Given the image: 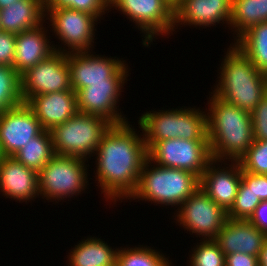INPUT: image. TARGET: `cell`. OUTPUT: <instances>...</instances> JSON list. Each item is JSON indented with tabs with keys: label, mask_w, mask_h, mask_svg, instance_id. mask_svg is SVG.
I'll use <instances>...</instances> for the list:
<instances>
[{
	"label": "cell",
	"mask_w": 267,
	"mask_h": 266,
	"mask_svg": "<svg viewBox=\"0 0 267 266\" xmlns=\"http://www.w3.org/2000/svg\"><path fill=\"white\" fill-rule=\"evenodd\" d=\"M148 159L155 165L190 171L199 178L212 160L209 140L167 139L148 149Z\"/></svg>",
	"instance_id": "8"
},
{
	"label": "cell",
	"mask_w": 267,
	"mask_h": 266,
	"mask_svg": "<svg viewBox=\"0 0 267 266\" xmlns=\"http://www.w3.org/2000/svg\"><path fill=\"white\" fill-rule=\"evenodd\" d=\"M259 266H267V240L264 242L262 250L258 256Z\"/></svg>",
	"instance_id": "38"
},
{
	"label": "cell",
	"mask_w": 267,
	"mask_h": 266,
	"mask_svg": "<svg viewBox=\"0 0 267 266\" xmlns=\"http://www.w3.org/2000/svg\"><path fill=\"white\" fill-rule=\"evenodd\" d=\"M72 249L70 266H117V249H112L100 238H87Z\"/></svg>",
	"instance_id": "23"
},
{
	"label": "cell",
	"mask_w": 267,
	"mask_h": 266,
	"mask_svg": "<svg viewBox=\"0 0 267 266\" xmlns=\"http://www.w3.org/2000/svg\"><path fill=\"white\" fill-rule=\"evenodd\" d=\"M127 69L124 65L108 82L89 83L79 90L76 93L78 111L101 116L112 125L126 123L125 117L117 113L116 105L128 75Z\"/></svg>",
	"instance_id": "11"
},
{
	"label": "cell",
	"mask_w": 267,
	"mask_h": 266,
	"mask_svg": "<svg viewBox=\"0 0 267 266\" xmlns=\"http://www.w3.org/2000/svg\"><path fill=\"white\" fill-rule=\"evenodd\" d=\"M110 0H46L45 9L71 8L96 16L98 19L108 10Z\"/></svg>",
	"instance_id": "32"
},
{
	"label": "cell",
	"mask_w": 267,
	"mask_h": 266,
	"mask_svg": "<svg viewBox=\"0 0 267 266\" xmlns=\"http://www.w3.org/2000/svg\"><path fill=\"white\" fill-rule=\"evenodd\" d=\"M16 34L0 30V65L14 68Z\"/></svg>",
	"instance_id": "34"
},
{
	"label": "cell",
	"mask_w": 267,
	"mask_h": 266,
	"mask_svg": "<svg viewBox=\"0 0 267 266\" xmlns=\"http://www.w3.org/2000/svg\"><path fill=\"white\" fill-rule=\"evenodd\" d=\"M5 156H4V154H3V151H2V148H1V145H0V160L2 159V158H4Z\"/></svg>",
	"instance_id": "40"
},
{
	"label": "cell",
	"mask_w": 267,
	"mask_h": 266,
	"mask_svg": "<svg viewBox=\"0 0 267 266\" xmlns=\"http://www.w3.org/2000/svg\"><path fill=\"white\" fill-rule=\"evenodd\" d=\"M26 104L32 109L43 129L48 131L63 124L78 112L77 97L74 91L36 95Z\"/></svg>",
	"instance_id": "18"
},
{
	"label": "cell",
	"mask_w": 267,
	"mask_h": 266,
	"mask_svg": "<svg viewBox=\"0 0 267 266\" xmlns=\"http://www.w3.org/2000/svg\"><path fill=\"white\" fill-rule=\"evenodd\" d=\"M214 240L225 255L240 252L258 257L267 236L248 220L228 218Z\"/></svg>",
	"instance_id": "16"
},
{
	"label": "cell",
	"mask_w": 267,
	"mask_h": 266,
	"mask_svg": "<svg viewBox=\"0 0 267 266\" xmlns=\"http://www.w3.org/2000/svg\"><path fill=\"white\" fill-rule=\"evenodd\" d=\"M212 159L200 177L201 188L214 202L228 211L234 204L239 184L242 180V167L238 161H232L233 168L228 170L212 166ZM219 168V169H218Z\"/></svg>",
	"instance_id": "17"
},
{
	"label": "cell",
	"mask_w": 267,
	"mask_h": 266,
	"mask_svg": "<svg viewBox=\"0 0 267 266\" xmlns=\"http://www.w3.org/2000/svg\"><path fill=\"white\" fill-rule=\"evenodd\" d=\"M151 248L118 249L117 266H170L169 260Z\"/></svg>",
	"instance_id": "28"
},
{
	"label": "cell",
	"mask_w": 267,
	"mask_h": 266,
	"mask_svg": "<svg viewBox=\"0 0 267 266\" xmlns=\"http://www.w3.org/2000/svg\"><path fill=\"white\" fill-rule=\"evenodd\" d=\"M226 266H259L258 257L245 253L226 255Z\"/></svg>",
	"instance_id": "37"
},
{
	"label": "cell",
	"mask_w": 267,
	"mask_h": 266,
	"mask_svg": "<svg viewBox=\"0 0 267 266\" xmlns=\"http://www.w3.org/2000/svg\"><path fill=\"white\" fill-rule=\"evenodd\" d=\"M177 211L178 222L183 227L205 239H214L228 220L227 211L198 188Z\"/></svg>",
	"instance_id": "12"
},
{
	"label": "cell",
	"mask_w": 267,
	"mask_h": 266,
	"mask_svg": "<svg viewBox=\"0 0 267 266\" xmlns=\"http://www.w3.org/2000/svg\"><path fill=\"white\" fill-rule=\"evenodd\" d=\"M111 6L117 7L138 24L145 34V46L150 44L155 35L170 34L175 27V6L169 0H110Z\"/></svg>",
	"instance_id": "10"
},
{
	"label": "cell",
	"mask_w": 267,
	"mask_h": 266,
	"mask_svg": "<svg viewBox=\"0 0 267 266\" xmlns=\"http://www.w3.org/2000/svg\"><path fill=\"white\" fill-rule=\"evenodd\" d=\"M190 266H226V255L214 239L203 238L191 254Z\"/></svg>",
	"instance_id": "29"
},
{
	"label": "cell",
	"mask_w": 267,
	"mask_h": 266,
	"mask_svg": "<svg viewBox=\"0 0 267 266\" xmlns=\"http://www.w3.org/2000/svg\"><path fill=\"white\" fill-rule=\"evenodd\" d=\"M267 22V0H232L230 26L237 37L254 25Z\"/></svg>",
	"instance_id": "26"
},
{
	"label": "cell",
	"mask_w": 267,
	"mask_h": 266,
	"mask_svg": "<svg viewBox=\"0 0 267 266\" xmlns=\"http://www.w3.org/2000/svg\"><path fill=\"white\" fill-rule=\"evenodd\" d=\"M199 109L146 112L139 119V127L149 149L155 142L167 139L208 140L207 115Z\"/></svg>",
	"instance_id": "5"
},
{
	"label": "cell",
	"mask_w": 267,
	"mask_h": 266,
	"mask_svg": "<svg viewBox=\"0 0 267 266\" xmlns=\"http://www.w3.org/2000/svg\"><path fill=\"white\" fill-rule=\"evenodd\" d=\"M43 130L26 103L0 113V145L4 156H13Z\"/></svg>",
	"instance_id": "14"
},
{
	"label": "cell",
	"mask_w": 267,
	"mask_h": 266,
	"mask_svg": "<svg viewBox=\"0 0 267 266\" xmlns=\"http://www.w3.org/2000/svg\"><path fill=\"white\" fill-rule=\"evenodd\" d=\"M112 124L101 116L77 112L50 132L56 155L88 158L97 150L103 134Z\"/></svg>",
	"instance_id": "6"
},
{
	"label": "cell",
	"mask_w": 267,
	"mask_h": 266,
	"mask_svg": "<svg viewBox=\"0 0 267 266\" xmlns=\"http://www.w3.org/2000/svg\"><path fill=\"white\" fill-rule=\"evenodd\" d=\"M230 48L213 94L251 113L267 94V74L259 71L236 45Z\"/></svg>",
	"instance_id": "3"
},
{
	"label": "cell",
	"mask_w": 267,
	"mask_h": 266,
	"mask_svg": "<svg viewBox=\"0 0 267 266\" xmlns=\"http://www.w3.org/2000/svg\"><path fill=\"white\" fill-rule=\"evenodd\" d=\"M59 91H73L66 52L55 51L21 74V92L24 103H27L33 96Z\"/></svg>",
	"instance_id": "9"
},
{
	"label": "cell",
	"mask_w": 267,
	"mask_h": 266,
	"mask_svg": "<svg viewBox=\"0 0 267 266\" xmlns=\"http://www.w3.org/2000/svg\"><path fill=\"white\" fill-rule=\"evenodd\" d=\"M54 155L51 132L43 130L38 136L30 139L13 157L38 173Z\"/></svg>",
	"instance_id": "25"
},
{
	"label": "cell",
	"mask_w": 267,
	"mask_h": 266,
	"mask_svg": "<svg viewBox=\"0 0 267 266\" xmlns=\"http://www.w3.org/2000/svg\"><path fill=\"white\" fill-rule=\"evenodd\" d=\"M238 162L244 171L267 175V141L254 140Z\"/></svg>",
	"instance_id": "31"
},
{
	"label": "cell",
	"mask_w": 267,
	"mask_h": 266,
	"mask_svg": "<svg viewBox=\"0 0 267 266\" xmlns=\"http://www.w3.org/2000/svg\"><path fill=\"white\" fill-rule=\"evenodd\" d=\"M148 164L151 165L149 159L141 170L137 188L130 198L179 206L200 186V178L190 171L158 165L151 169Z\"/></svg>",
	"instance_id": "4"
},
{
	"label": "cell",
	"mask_w": 267,
	"mask_h": 266,
	"mask_svg": "<svg viewBox=\"0 0 267 266\" xmlns=\"http://www.w3.org/2000/svg\"><path fill=\"white\" fill-rule=\"evenodd\" d=\"M42 25L16 34L14 69L20 75L56 51Z\"/></svg>",
	"instance_id": "21"
},
{
	"label": "cell",
	"mask_w": 267,
	"mask_h": 266,
	"mask_svg": "<svg viewBox=\"0 0 267 266\" xmlns=\"http://www.w3.org/2000/svg\"><path fill=\"white\" fill-rule=\"evenodd\" d=\"M231 13L232 0H181L174 7V23L208 27L220 21L229 24Z\"/></svg>",
	"instance_id": "19"
},
{
	"label": "cell",
	"mask_w": 267,
	"mask_h": 266,
	"mask_svg": "<svg viewBox=\"0 0 267 266\" xmlns=\"http://www.w3.org/2000/svg\"><path fill=\"white\" fill-rule=\"evenodd\" d=\"M56 51L67 52L70 84L75 93L89 86V83L108 82L125 65L119 59L90 55V51L70 52L61 48Z\"/></svg>",
	"instance_id": "15"
},
{
	"label": "cell",
	"mask_w": 267,
	"mask_h": 266,
	"mask_svg": "<svg viewBox=\"0 0 267 266\" xmlns=\"http://www.w3.org/2000/svg\"><path fill=\"white\" fill-rule=\"evenodd\" d=\"M242 181L260 201H267V175L249 173L242 169Z\"/></svg>",
	"instance_id": "35"
},
{
	"label": "cell",
	"mask_w": 267,
	"mask_h": 266,
	"mask_svg": "<svg viewBox=\"0 0 267 266\" xmlns=\"http://www.w3.org/2000/svg\"><path fill=\"white\" fill-rule=\"evenodd\" d=\"M0 190L8 198L26 201L39 195L38 173L13 156L0 160Z\"/></svg>",
	"instance_id": "20"
},
{
	"label": "cell",
	"mask_w": 267,
	"mask_h": 266,
	"mask_svg": "<svg viewBox=\"0 0 267 266\" xmlns=\"http://www.w3.org/2000/svg\"><path fill=\"white\" fill-rule=\"evenodd\" d=\"M174 6L181 0H169Z\"/></svg>",
	"instance_id": "41"
},
{
	"label": "cell",
	"mask_w": 267,
	"mask_h": 266,
	"mask_svg": "<svg viewBox=\"0 0 267 266\" xmlns=\"http://www.w3.org/2000/svg\"><path fill=\"white\" fill-rule=\"evenodd\" d=\"M260 202V199L241 180L234 204L227 211V216L234 220H248Z\"/></svg>",
	"instance_id": "30"
},
{
	"label": "cell",
	"mask_w": 267,
	"mask_h": 266,
	"mask_svg": "<svg viewBox=\"0 0 267 266\" xmlns=\"http://www.w3.org/2000/svg\"><path fill=\"white\" fill-rule=\"evenodd\" d=\"M44 15V16H43ZM45 17V3L41 0H19L0 10V30L18 34L36 28Z\"/></svg>",
	"instance_id": "22"
},
{
	"label": "cell",
	"mask_w": 267,
	"mask_h": 266,
	"mask_svg": "<svg viewBox=\"0 0 267 266\" xmlns=\"http://www.w3.org/2000/svg\"><path fill=\"white\" fill-rule=\"evenodd\" d=\"M236 41V47L252 61L259 71L267 74V22L252 26Z\"/></svg>",
	"instance_id": "24"
},
{
	"label": "cell",
	"mask_w": 267,
	"mask_h": 266,
	"mask_svg": "<svg viewBox=\"0 0 267 266\" xmlns=\"http://www.w3.org/2000/svg\"><path fill=\"white\" fill-rule=\"evenodd\" d=\"M255 140L267 141V94L251 112Z\"/></svg>",
	"instance_id": "33"
},
{
	"label": "cell",
	"mask_w": 267,
	"mask_h": 266,
	"mask_svg": "<svg viewBox=\"0 0 267 266\" xmlns=\"http://www.w3.org/2000/svg\"><path fill=\"white\" fill-rule=\"evenodd\" d=\"M248 221L267 236V201L260 202Z\"/></svg>",
	"instance_id": "36"
},
{
	"label": "cell",
	"mask_w": 267,
	"mask_h": 266,
	"mask_svg": "<svg viewBox=\"0 0 267 266\" xmlns=\"http://www.w3.org/2000/svg\"><path fill=\"white\" fill-rule=\"evenodd\" d=\"M19 0H0V10L6 8L7 6H11L12 3Z\"/></svg>",
	"instance_id": "39"
},
{
	"label": "cell",
	"mask_w": 267,
	"mask_h": 266,
	"mask_svg": "<svg viewBox=\"0 0 267 266\" xmlns=\"http://www.w3.org/2000/svg\"><path fill=\"white\" fill-rule=\"evenodd\" d=\"M49 14L54 33L68 46L71 52L90 50L94 39V24L97 17L71 8L45 9Z\"/></svg>",
	"instance_id": "13"
},
{
	"label": "cell",
	"mask_w": 267,
	"mask_h": 266,
	"mask_svg": "<svg viewBox=\"0 0 267 266\" xmlns=\"http://www.w3.org/2000/svg\"><path fill=\"white\" fill-rule=\"evenodd\" d=\"M85 161L76 156L55 154L38 172L39 194L47 200L78 195L88 182Z\"/></svg>",
	"instance_id": "7"
},
{
	"label": "cell",
	"mask_w": 267,
	"mask_h": 266,
	"mask_svg": "<svg viewBox=\"0 0 267 266\" xmlns=\"http://www.w3.org/2000/svg\"><path fill=\"white\" fill-rule=\"evenodd\" d=\"M23 103L21 75L13 67L0 65V113Z\"/></svg>",
	"instance_id": "27"
},
{
	"label": "cell",
	"mask_w": 267,
	"mask_h": 266,
	"mask_svg": "<svg viewBox=\"0 0 267 266\" xmlns=\"http://www.w3.org/2000/svg\"><path fill=\"white\" fill-rule=\"evenodd\" d=\"M128 122L111 125L103 134L96 150L98 184L105 197L116 201L135 192L141 170L148 159L144 138Z\"/></svg>",
	"instance_id": "1"
},
{
	"label": "cell",
	"mask_w": 267,
	"mask_h": 266,
	"mask_svg": "<svg viewBox=\"0 0 267 266\" xmlns=\"http://www.w3.org/2000/svg\"><path fill=\"white\" fill-rule=\"evenodd\" d=\"M210 101L207 137L212 159L221 162L226 157L239 161L255 140L252 115L215 94Z\"/></svg>",
	"instance_id": "2"
}]
</instances>
